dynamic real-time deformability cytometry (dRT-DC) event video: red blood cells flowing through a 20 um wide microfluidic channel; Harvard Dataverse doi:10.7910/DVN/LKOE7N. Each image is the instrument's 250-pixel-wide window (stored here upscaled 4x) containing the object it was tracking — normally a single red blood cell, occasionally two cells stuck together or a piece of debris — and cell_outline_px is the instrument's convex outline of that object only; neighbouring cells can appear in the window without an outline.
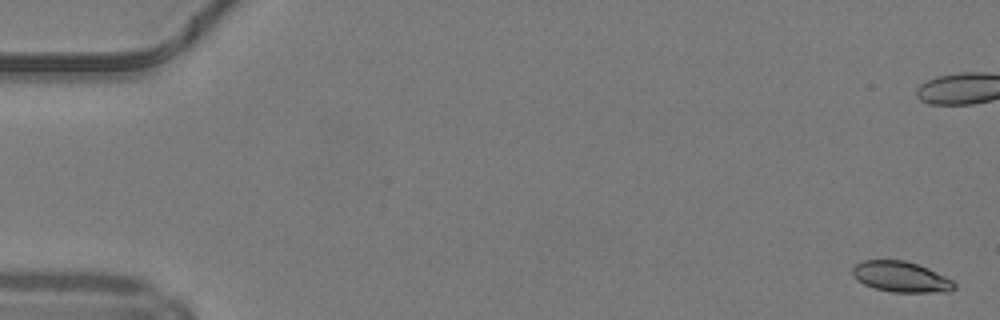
{"species": "common noctule bat (a hibernating species)", "species_latin": "Nyctalus noctula", "temperature_condition": "warm", "stored_images_in_passage": 50, "camera_frame_rate_fps": 3000, "um_per_image_px": 0.085, "animal": {"sex": "male", "body_mass_g": 19.2, "forearm_length_mm": 51.8}, "frame": {"image": 1, "passage_image": 1, "time_ms": 0.0, "image_size_px": [1000, 320], "cell_outline_px": [[956, 288], [948, 292], [892, 292], [876, 288], [864, 284], [856, 280], [852, 276], [852, 268], [856, 264], [864, 260], [904, 260], [920, 264], [952, 280], [956, 284]], "centroid_in_image_um": [76.58, 23.53], "position_along_channel_um": 8.4, "area_um2": 18.26}}
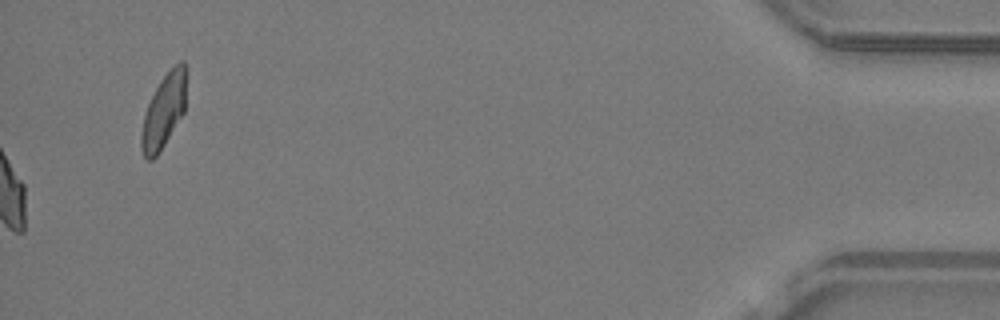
{"frame": {"image": 2, "passage_image": 50, "time_ms": 16.333, "image_size_px": [1000, 320], "cell_outline_px": [[184, 112], [160, 152], [152, 160], [144, 160], [140, 148], [140, 136], [144, 116], [148, 104], [160, 80], [180, 60], [184, 60]], "centroid_in_image_um": [13.87, 9.53], "position_along_channel_um": 421.3, "area_um2": 18.96}, "authors_computed_cell_mechanics": {"area_um2": 19.4208, "velocity_mm_per_s": 4.2307, "shape_relaxation_time_tau1_ms": 8.6318, "shape_relaxation_time_tau2_ms": 2.4881, "deformation_change_tau1": 0.199, "deformation_change_tau2": 0.061}}